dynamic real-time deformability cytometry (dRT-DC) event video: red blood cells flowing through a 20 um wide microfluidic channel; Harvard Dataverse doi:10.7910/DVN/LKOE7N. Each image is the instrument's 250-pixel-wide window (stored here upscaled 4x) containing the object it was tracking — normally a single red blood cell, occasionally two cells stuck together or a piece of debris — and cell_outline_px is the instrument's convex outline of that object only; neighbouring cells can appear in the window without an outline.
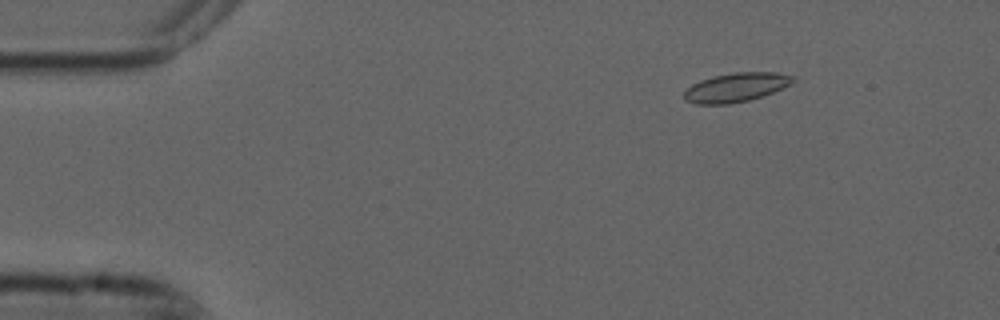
{"species": "common noctule bat (a hibernating species)", "species_latin": "Nyctalus noctula", "temperature_condition": "cold", "stored_images_in_passage": 8, "camera_frame_rate_fps": 3000, "um_per_image_px": 0.085, "animal": {"sex": "male", "forearm_length_mm": 52.5}, "frame": {"image": 1, "passage_image": 3, "time_ms": 0.667, "image_size_px": [1000, 320], "cell_outline_px": [[796, 80], [772, 92], [748, 100], [728, 104], [696, 104], [684, 100], [684, 92], [692, 84], [700, 80], [712, 76], [732, 72], [776, 72], [796, 76]], "centroid_in_image_um": [62.53, 7.41], "position_along_channel_um": 22.5, "area_um2": 18.32}}
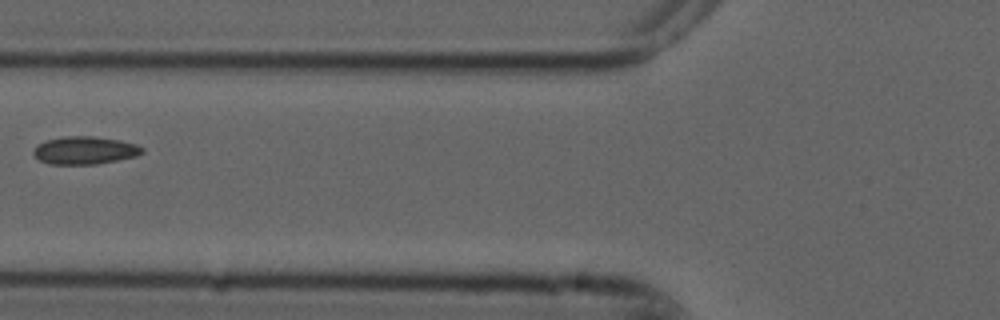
{"frame": {"image": 2, "passage_image": 7, "time_ms": 2.0, "image_size_px": [1000, 320], "cell_outline_px": [[144, 152], [136, 156], [96, 164], [48, 164], [40, 160], [32, 152], [36, 144], [48, 140], [64, 136], [92, 136], [120, 140], [136, 144], [144, 148]], "centroid_in_image_um": [7.2, 12.77], "position_along_channel_um": 118.6, "area_um2": 17.57}}
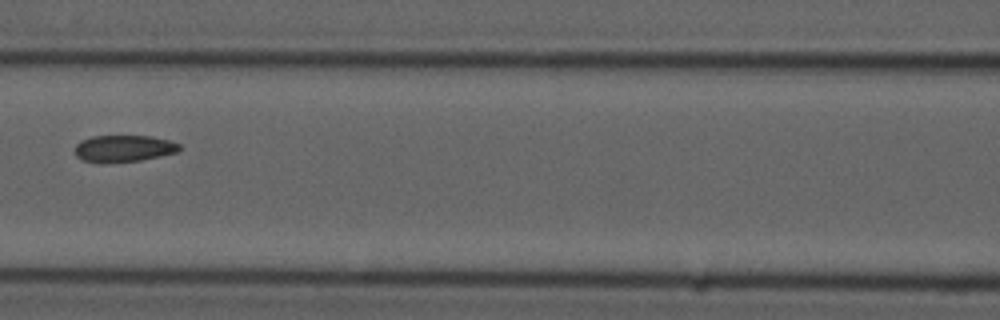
{"frame": {"image": 3, "passage_image": 8, "time_ms": 2.333, "image_size_px": [1000, 320], "cell_outline_px": [[180, 148], [176, 152], [160, 156], [140, 160], [100, 164], [96, 164], [84, 160], [76, 156], [76, 144], [80, 140], [92, 136], [152, 136], [168, 140], [180, 144]], "centroid_in_image_um": [10.47, 12.63], "position_along_channel_um": 156.1, "area_um2": 16.42}}